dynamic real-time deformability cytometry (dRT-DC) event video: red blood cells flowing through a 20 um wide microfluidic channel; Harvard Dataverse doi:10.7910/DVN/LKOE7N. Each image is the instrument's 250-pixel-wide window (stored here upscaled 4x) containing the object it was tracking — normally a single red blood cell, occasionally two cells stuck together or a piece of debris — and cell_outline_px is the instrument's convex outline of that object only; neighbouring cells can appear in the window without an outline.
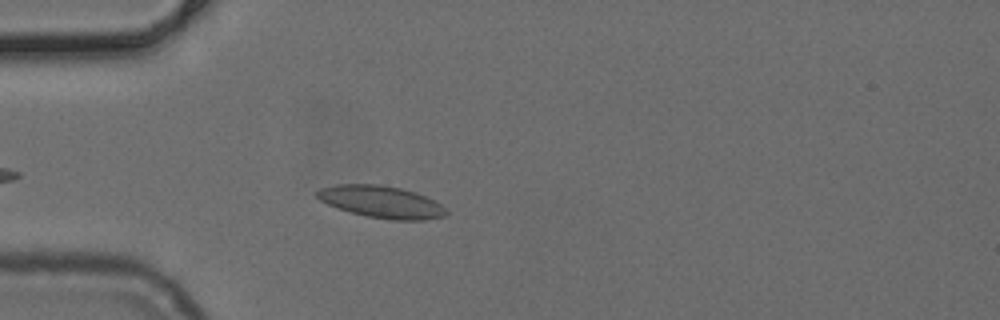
{"species": "common noctule bat (a hibernating species)", "species_latin": "Nyctalus noctula", "temperature_condition": "cold", "stored_images_in_passage": 39, "camera_frame_rate_fps": 3000, "um_per_image_px": 0.085, "animal": {"sex": "female", "body_mass_g": 24.6, "forearm_length_mm": 56.2}, "frame": {"image": 1, "passage_image": 5, "time_ms": 1.333, "image_size_px": [1000, 320], "cell_outline_px": [[448, 212], [444, 216], [424, 220], [392, 220], [368, 216], [336, 208], [320, 200], [316, 196], [316, 192], [320, 188], [336, 184], [380, 184], [400, 188], [416, 192], [436, 200]], "centroid_in_image_um": [32.42, 17.15], "position_along_channel_um": 52.6, "area_um2": 24.16}}
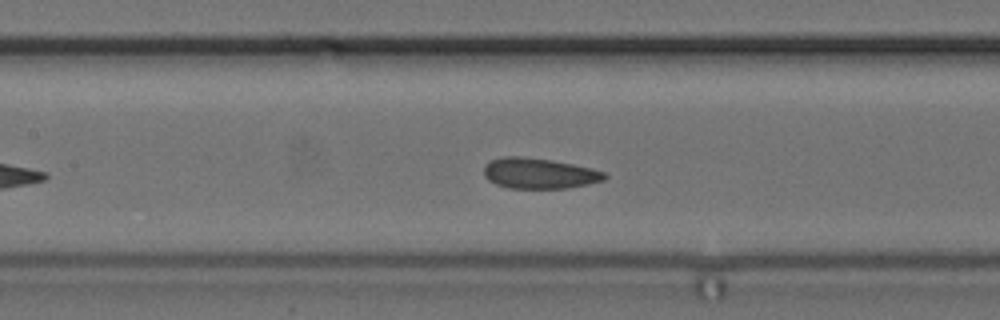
{"frame": {"image": 2, "passage_image": 14, "time_ms": 4.333, "image_size_px": [1000, 320], "cell_outline_px": [[608, 176], [604, 180], [588, 184], [568, 188], [508, 188], [496, 184], [488, 180], [484, 176], [484, 168], [492, 160], [504, 156], [520, 156], [552, 160], [592, 168], [604, 172]], "centroid_in_image_um": [45.84, 14.74], "position_along_channel_um": 161.6, "area_um2": 21.44}}
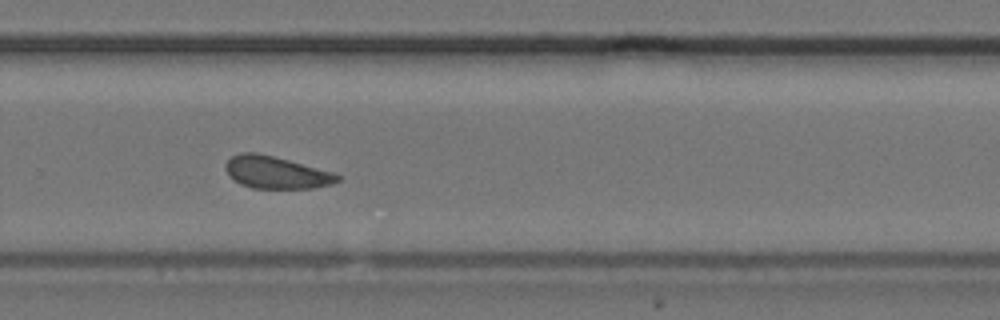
{"frame": {"image": 3, "passage_image": 25, "time_ms": 8.0, "image_size_px": [1000, 320], "cell_outline_px": [[344, 176], [340, 180], [332, 184], [316, 188], [252, 188], [240, 184], [228, 176], [224, 168], [224, 164], [232, 156], [240, 152], [256, 152], [288, 160], [332, 172]], "centroid_in_image_um": [23.45, 14.66], "position_along_channel_um": 306.3, "area_um2": 21.15}}